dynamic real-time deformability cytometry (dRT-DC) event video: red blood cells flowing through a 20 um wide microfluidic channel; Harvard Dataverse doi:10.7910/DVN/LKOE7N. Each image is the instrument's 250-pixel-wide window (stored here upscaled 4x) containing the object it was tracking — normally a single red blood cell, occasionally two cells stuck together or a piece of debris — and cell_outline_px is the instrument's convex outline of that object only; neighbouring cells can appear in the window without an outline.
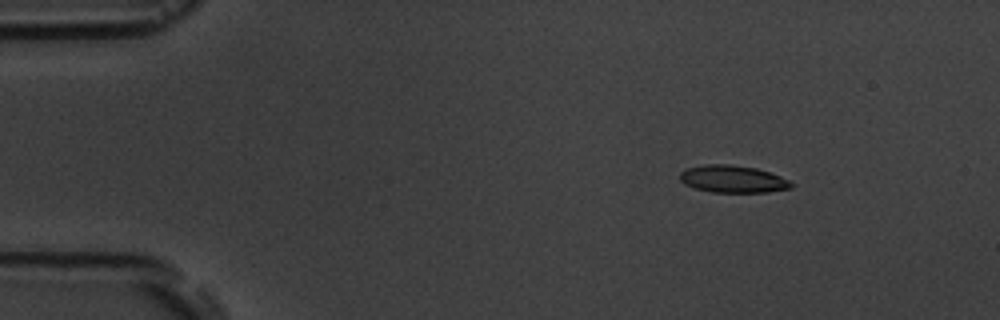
{"species": "common noctule bat (a hibernating species)", "species_latin": "Nyctalus noctula", "temperature_condition": "room temperature", "stored_images_in_passage": 8, "camera_frame_rate_fps": 3000, "um_per_image_px": 0.085, "animal": {"sex": "male", "body_mass_g": 19.5, "forearm_length_mm": 54.6}, "frame": {"image": 1, "passage_image": 2, "time_ms": 1.333, "image_size_px": [1000, 320], "cell_outline_px": [[792, 188], [768, 192], [712, 192], [696, 188], [684, 184], [680, 180], [680, 172], [688, 168], [704, 164], [732, 164], [756, 168], [780, 176], [788, 180], [792, 184]], "centroid_in_image_um": [62.27, 15.21], "position_along_channel_um": 22.7, "area_um2": 17.63}}
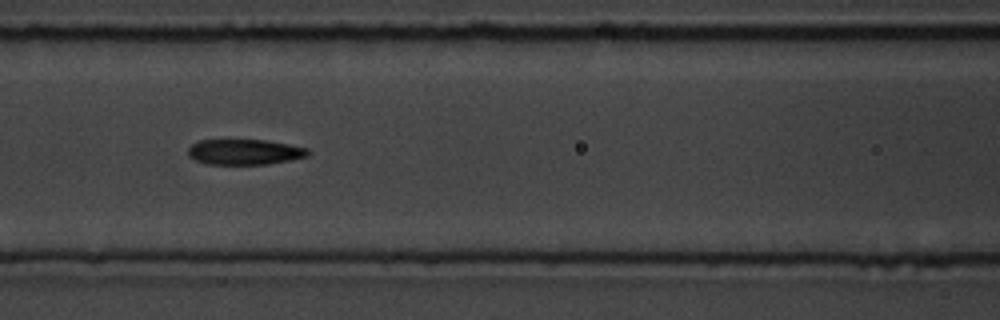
{"frame": {"image": 2, "passage_image": 7, "time_ms": 7.0, "image_size_px": [1000, 320], "cell_outline_px": [[308, 156], [292, 160], [268, 164], [208, 164], [196, 160], [188, 156], [188, 148], [192, 144], [200, 140], [264, 140], [288, 144], [308, 148]], "centroid_in_image_um": [20.79, 12.92], "position_along_channel_um": 145.8, "area_um2": 17.74}}
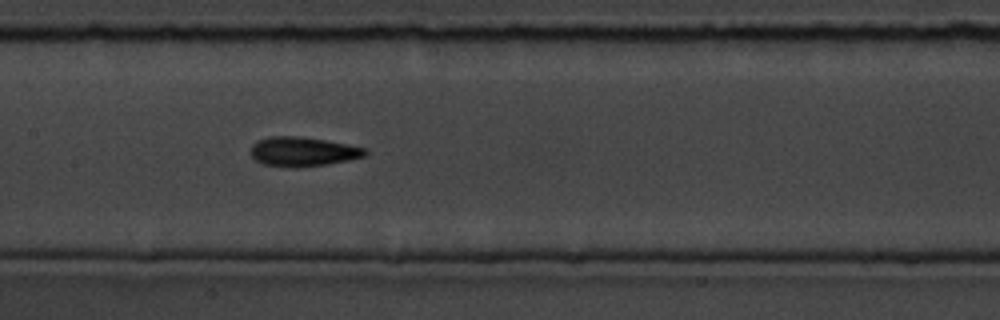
{"frame": {"image": 3, "passage_image": 8, "time_ms": 8.0, "image_size_px": [1000, 320], "cell_outline_px": [[368, 152], [364, 156], [348, 160], [328, 164], [296, 168], [292, 168], [264, 164], [256, 160], [252, 156], [252, 144], [256, 140], [268, 136], [296, 136], [324, 140], [364, 148]], "centroid_in_image_um": [25.7, 12.89], "position_along_channel_um": 181.7, "area_um2": 19.42}}